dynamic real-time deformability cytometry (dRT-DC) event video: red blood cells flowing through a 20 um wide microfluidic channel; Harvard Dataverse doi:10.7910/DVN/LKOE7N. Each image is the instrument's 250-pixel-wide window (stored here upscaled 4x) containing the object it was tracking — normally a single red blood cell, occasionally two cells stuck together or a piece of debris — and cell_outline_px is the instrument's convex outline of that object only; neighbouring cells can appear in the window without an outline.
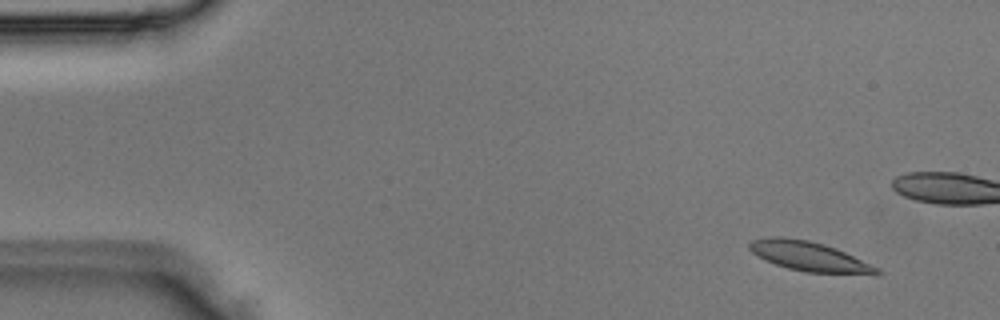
{"species": "Egyptian fruit bat (a non-hibernating species)", "species_latin": "Rousettus aegyptiacus", "temperature_condition": "room temperature", "stored_images_in_passage": 5, "camera_frame_rate_fps": 3000, "um_per_image_px": 0.085, "animal": {"sex": "male"}, "frame": {"image": 1, "passage_image": 2, "time_ms": 0.333, "image_size_px": [1000, 320], "cell_outline_px": [[884, 272], [876, 276], [804, 272], [788, 268], [764, 260], [756, 256], [748, 248], [748, 244], [752, 240], [768, 236], [780, 236], [808, 240], [824, 244], [836, 248], [880, 268]], "centroid_in_image_um": [68.85, 21.82], "position_along_channel_um": 16.1, "area_um2": 22.6}}